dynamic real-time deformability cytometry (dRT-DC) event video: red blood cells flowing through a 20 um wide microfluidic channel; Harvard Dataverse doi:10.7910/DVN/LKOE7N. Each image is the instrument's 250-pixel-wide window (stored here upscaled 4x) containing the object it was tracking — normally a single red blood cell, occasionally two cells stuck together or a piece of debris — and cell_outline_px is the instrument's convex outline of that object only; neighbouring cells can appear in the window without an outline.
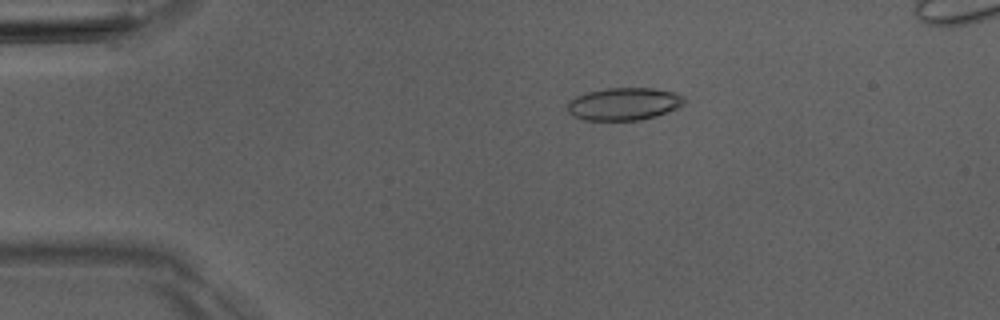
{"species": "Egyptian fruit bat (a non-hibernating species)", "species_latin": "Rousettus aegyptiacus", "temperature_condition": "room temperature", "stored_images_in_passage": 5, "camera_frame_rate_fps": 3000, "um_per_image_px": 0.085, "animal": {"sex": "male"}, "frame": {"image": 1, "passage_image": 2, "time_ms": 1.0, "image_size_px": [1000, 320], "cell_outline_px": [[688, 100], [684, 104], [668, 112], [656, 116], [640, 120], [584, 120], [572, 116], [568, 112], [568, 100], [576, 96], [588, 92], [604, 88], [652, 88], [676, 92], [684, 96]], "centroid_in_image_um": [53.05, 8.83], "position_along_channel_um": 31.9, "area_um2": 22.43}}
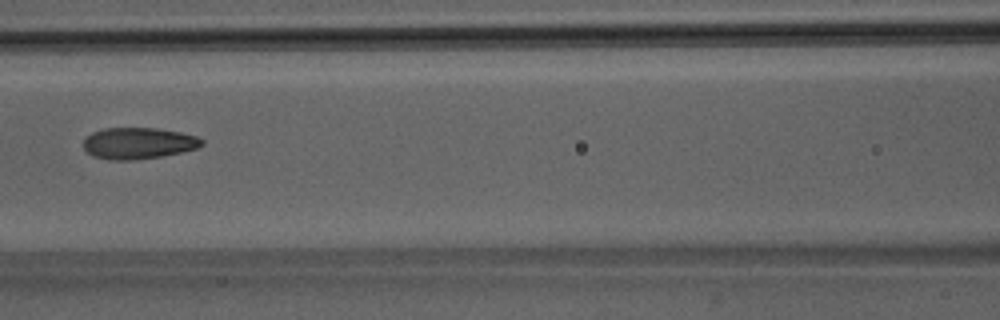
{"frame": {"image": 2, "passage_image": 5, "time_ms": 5.333, "image_size_px": [1000, 320], "cell_outline_px": [[204, 144], [196, 148], [180, 152], [160, 156], [132, 160], [108, 160], [92, 156], [84, 148], [84, 140], [92, 132], [104, 128], [156, 128], [180, 132], [196, 136], [204, 140]], "centroid_in_image_um": [11.75, 12.17], "position_along_channel_um": 154.9, "area_um2": 21.56}}